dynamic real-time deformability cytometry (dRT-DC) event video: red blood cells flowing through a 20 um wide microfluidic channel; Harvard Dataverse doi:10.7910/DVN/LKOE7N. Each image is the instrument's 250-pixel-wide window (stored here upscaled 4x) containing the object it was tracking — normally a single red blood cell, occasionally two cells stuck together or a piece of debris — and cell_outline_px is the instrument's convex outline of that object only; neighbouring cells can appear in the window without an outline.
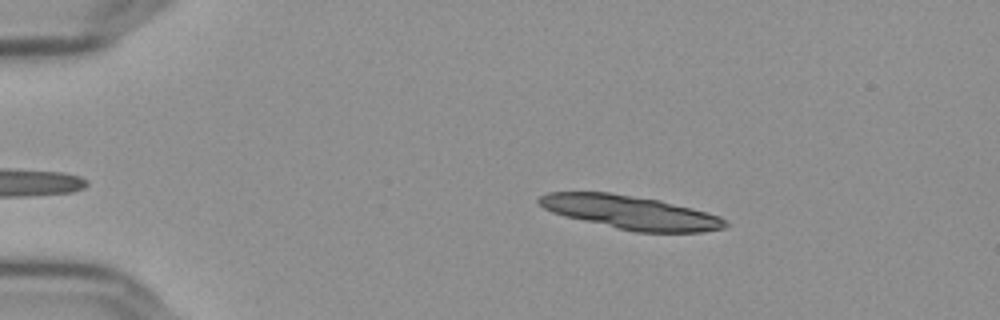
{"species": "Egyptian fruit bat (a non-hibernating species)", "species_latin": "Rousettus aegyptiacus", "temperature_condition": "cold", "stored_images_in_passage": 39, "camera_frame_rate_fps": 3000, "um_per_image_px": 0.085, "frame": {"image": 1, "passage_image": 5, "time_ms": 1.333, "image_size_px": [1000, 320], "cell_outline_px": [[728, 224], [724, 228], [704, 232], [636, 232], [616, 228], [564, 216], [552, 212], [544, 208], [536, 200], [540, 196], [548, 192], [608, 192], [660, 200], [692, 208], [720, 216]], "centroid_in_image_um": [53.58, 18.05], "position_along_channel_um": 31.4, "area_um2": 36.3}}
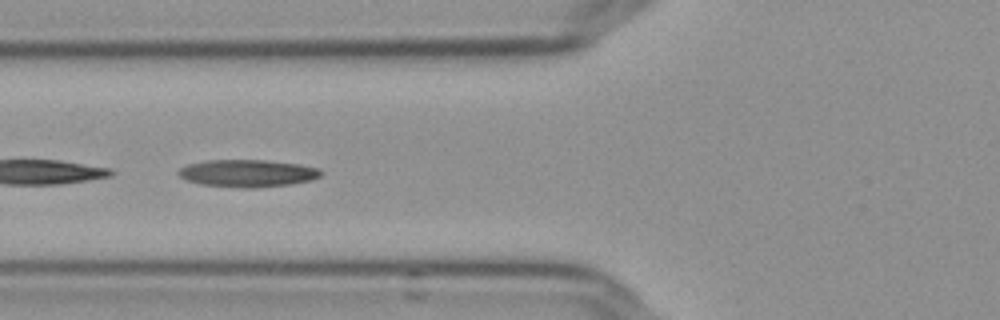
{"frame": {"image": 2, "passage_image": 17, "time_ms": 5.333, "image_size_px": [1000, 320], "cell_outline_px": [[324, 172], [320, 176], [312, 180], [288, 184], [256, 188], [240, 188], [200, 184], [188, 180], [180, 176], [176, 172], [180, 168], [188, 164], [208, 160], [264, 160], [300, 164], [320, 168]], "centroid_in_image_um": [21.07, 14.72], "position_along_channel_um": 104.7, "area_um2": 22.77}}
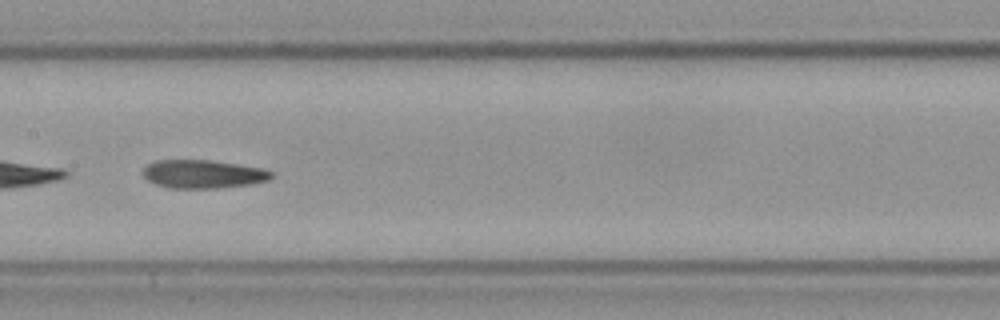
{"frame": {"image": 3, "passage_image": 24, "time_ms": 7.667, "image_size_px": [1000, 320], "cell_outline_px": [[272, 176], [268, 180], [252, 184], [216, 188], [168, 188], [156, 184], [148, 180], [144, 176], [144, 168], [148, 164], [156, 160], [208, 160], [236, 164], [260, 168], [272, 172]], "centroid_in_image_um": [17.24, 14.8], "position_along_channel_um": 190.2, "area_um2": 20.98}, "authors_computed_cell_mechanics": {"area_um2": 21.7328, "velocity_mm_per_s": 3.6287, "shape_relaxation_time_tau1_ms": 10.8715, "shape_relaxation_time_tau2_ms": 7.0654, "deformation_change_tau1": 0.2517, "deformation_change_tau2": 0.1889}}